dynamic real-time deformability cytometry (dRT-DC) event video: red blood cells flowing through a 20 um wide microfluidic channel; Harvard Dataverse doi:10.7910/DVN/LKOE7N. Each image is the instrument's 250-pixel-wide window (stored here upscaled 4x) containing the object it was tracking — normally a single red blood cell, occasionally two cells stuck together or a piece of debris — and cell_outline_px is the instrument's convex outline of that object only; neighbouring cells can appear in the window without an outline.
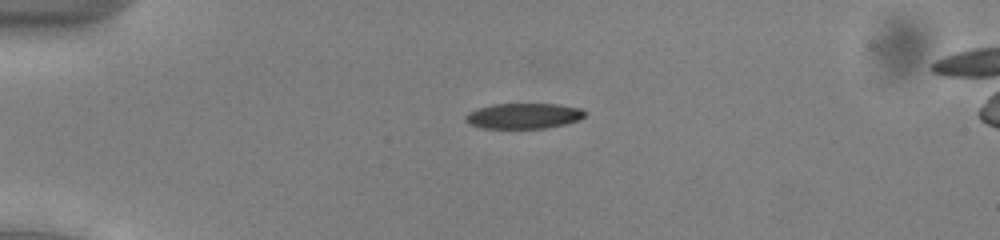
{"species": "common noctule bat (a hibernating species)", "species_latin": "Nyctalus noctula", "temperature_condition": "cold", "stored_images_in_passage": 44, "camera_frame_rate_fps": 3000, "um_per_image_px": 0.085, "animal": {"sex": "male", "body_mass_g": 13.0, "forearm_length_mm": 53.1}, "frame": {"image": 1, "passage_image": 4, "time_ms": 1.0, "image_size_px": [1000, 240], "cell_outline_px": [[588, 112], [580, 120], [564, 124], [544, 128], [480, 128], [464, 120], [464, 116], [468, 112], [476, 108], [492, 104], [556, 104], [580, 108]], "centroid_in_image_um": [44.49, 9.84], "position_along_channel_um": 40.5, "area_um2": 17.8}}
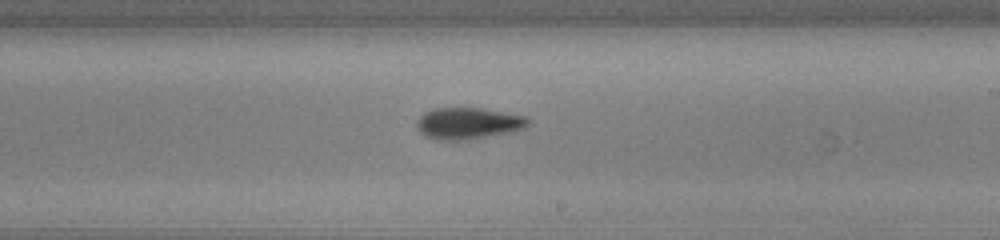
{"frame": {"image": 2, "passage_image": 23, "time_ms": 7.333, "image_size_px": [1000, 240], "cell_outline_px": [[528, 124], [524, 128], [508, 132], [468, 140], [436, 140], [424, 136], [416, 128], [416, 120], [424, 112], [432, 108], [480, 108], [524, 116], [528, 120]], "centroid_in_image_um": [39.7, 10.49], "position_along_channel_um": 249.3, "area_um2": 20.4}}
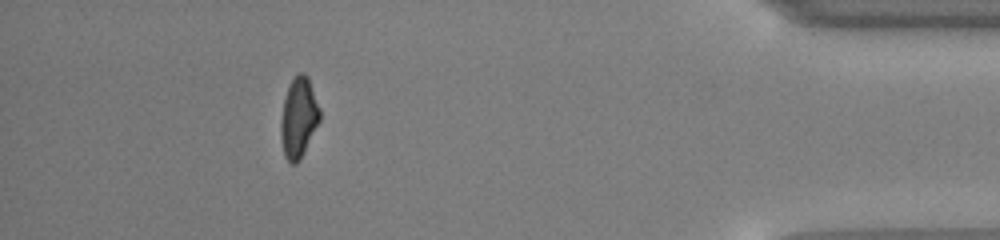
{"frame": {"image": 3, "passage_image": 39, "time_ms": 12.667, "image_size_px": [1000, 240], "cell_outline_px": [[320, 120], [300, 160], [296, 164], [292, 164], [284, 156], [280, 136], [280, 120], [284, 100], [288, 88], [296, 72], [304, 72], [308, 76], [320, 108]], "centroid_in_image_um": [25.38, 9.99], "position_along_channel_um": 409.8, "area_um2": 18.32}, "authors_computed_cell_mechanics": {"area_um2": 19.2763, "velocity_mm_per_s": 3.9237, "shape_relaxation_time_tau1_ms": 4.0207, "shape_relaxation_time_tau2_ms": 10.2681, "deformation_change_tau1": 0.1332, "deformation_change_tau2": 0.2127}}